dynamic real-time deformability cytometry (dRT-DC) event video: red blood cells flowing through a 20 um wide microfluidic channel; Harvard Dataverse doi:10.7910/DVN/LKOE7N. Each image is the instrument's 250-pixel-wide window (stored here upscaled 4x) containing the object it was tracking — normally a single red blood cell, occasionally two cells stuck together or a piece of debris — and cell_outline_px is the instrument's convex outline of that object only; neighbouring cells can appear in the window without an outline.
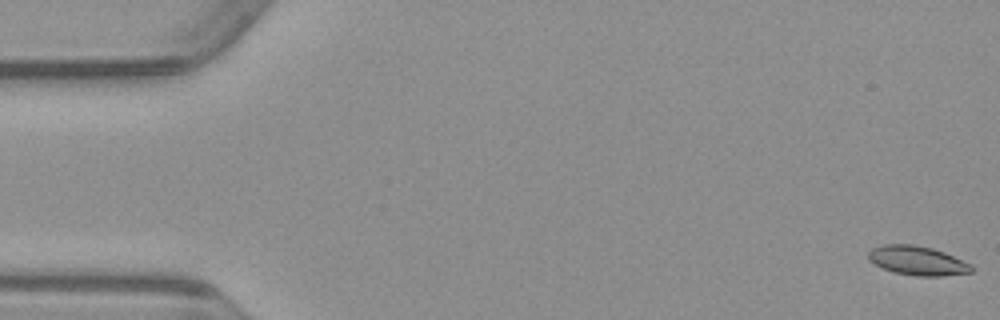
{"species": "common noctule bat (a hibernating species)", "species_latin": "Nyctalus noctula", "temperature_condition": "warm", "stored_images_in_passage": 51, "camera_frame_rate_fps": 3000, "um_per_image_px": 0.085, "animal": {"sex": "male", "body_mass_g": 23.1, "forearm_length_mm": 52.7}, "frame": {"image": 1, "passage_image": 1, "time_ms": 0.0, "image_size_px": [1000, 320], "cell_outline_px": [[972, 272], [940, 276], [916, 276], [892, 272], [868, 260], [868, 252], [872, 248], [884, 244], [912, 244], [932, 248], [944, 252], [972, 264]], "centroid_in_image_um": [77.97, 22.15], "position_along_channel_um": 7.0, "area_um2": 17.51}}
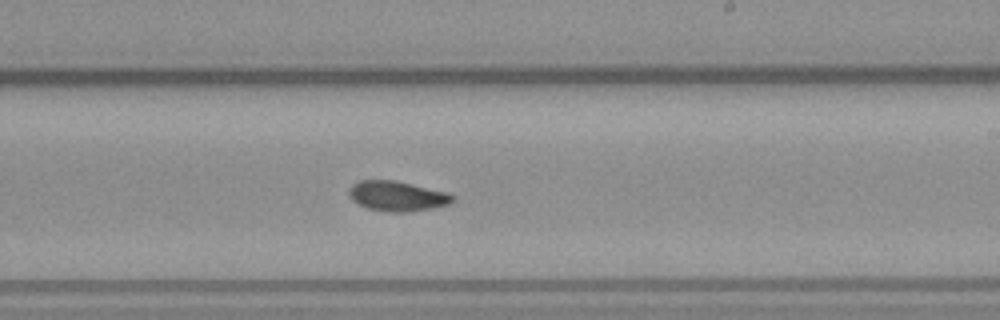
{"frame": {"image": 2, "passage_image": 30, "time_ms": 9.667, "image_size_px": [1000, 320], "cell_outline_px": [[456, 200], [448, 204], [432, 208], [408, 212], [388, 212], [368, 208], [352, 200], [348, 192], [352, 184], [360, 180], [396, 180], [448, 192], [456, 196]], "centroid_in_image_um": [33.8, 16.66], "position_along_channel_um": 255.2, "area_um2": 18.26}}
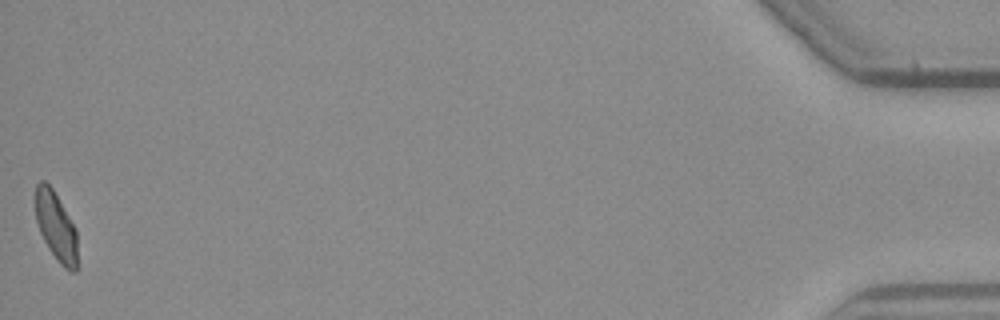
{"frame": {"image": 3, "passage_image": 51, "time_ms": 16.667, "image_size_px": [1000, 320], "cell_outline_px": [[76, 272], [72, 272], [64, 268], [56, 260], [48, 248], [40, 232], [36, 220], [36, 184], [40, 180], [44, 180], [52, 188], [76, 228]], "centroid_in_image_um": [4.75, 19.25], "position_along_channel_um": 430.4, "area_um2": 16.65}}